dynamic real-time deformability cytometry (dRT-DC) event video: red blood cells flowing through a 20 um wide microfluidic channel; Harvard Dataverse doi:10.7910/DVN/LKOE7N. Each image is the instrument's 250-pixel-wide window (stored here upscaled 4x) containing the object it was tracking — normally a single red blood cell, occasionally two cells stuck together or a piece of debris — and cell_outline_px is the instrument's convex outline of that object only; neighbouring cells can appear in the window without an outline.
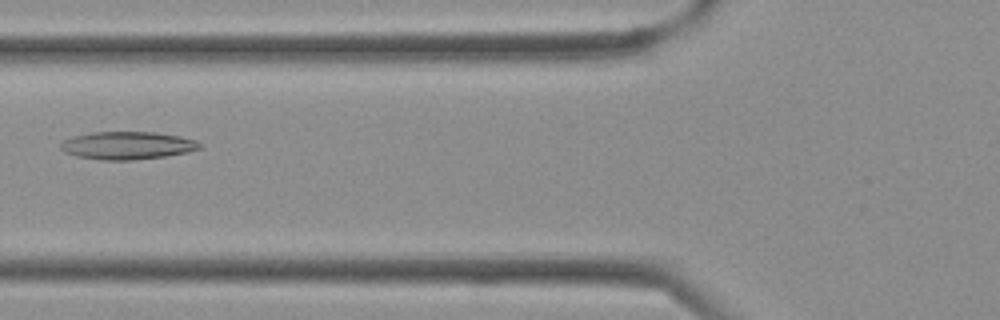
{"species": "Egyptian fruit bat (a non-hibernating species)", "species_latin": "Rousettus aegyptiacus", "temperature_condition": "cold", "stored_images_in_passage": 37, "camera_frame_rate_fps": 3000, "um_per_image_px": 0.085, "frame": {"image": 1, "passage_image": 14, "time_ms": 4.333, "image_size_px": [1000, 320], "cell_outline_px": [[204, 144], [200, 148], [188, 152], [164, 156], [132, 160], [100, 160], [76, 156], [64, 152], [60, 148], [60, 144], [64, 140], [72, 136], [92, 132], [156, 132], [180, 136], [196, 140]], "centroid_in_image_um": [10.83, 12.36], "position_along_channel_um": 115.0, "area_um2": 22.66}}
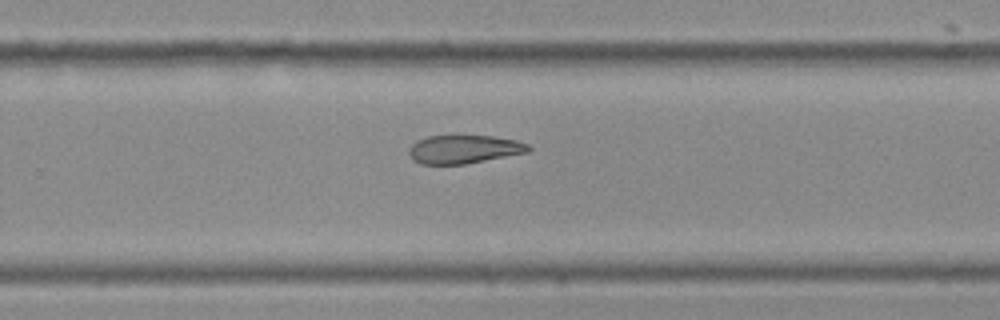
{"frame": {"image": 2, "passage_image": 24, "time_ms": 7.667, "image_size_px": [1000, 320], "cell_outline_px": [[532, 148], [528, 152], [464, 164], [420, 164], [412, 160], [408, 152], [408, 148], [416, 140], [428, 136], [492, 136], [516, 140], [528, 144]], "centroid_in_image_um": [39.4, 12.69], "position_along_channel_um": 290.4, "area_um2": 19.77}}
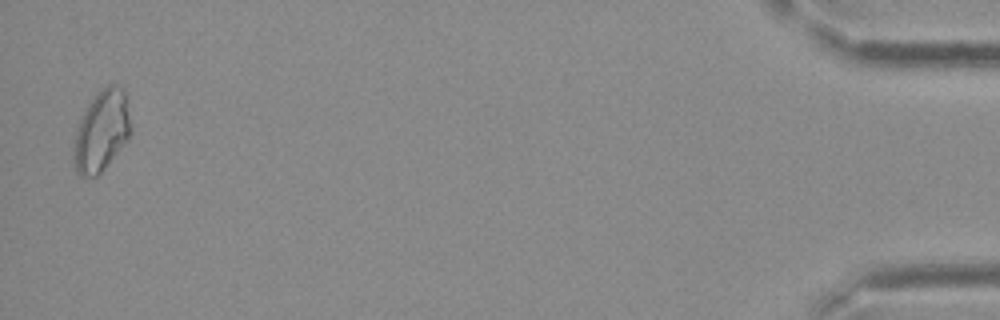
{"frame": {"image": 3, "passage_image": 37, "time_ms": 12.0, "image_size_px": [1000, 320], "cell_outline_px": [[132, 132], [128, 140], [104, 168], [96, 176], [80, 176], [76, 172], [72, 160], [72, 156], [76, 132], [80, 120], [92, 96], [108, 84], [116, 84], [124, 88], [132, 128]], "centroid_in_image_um": [8.64, 11.12], "position_along_channel_um": 426.6, "area_um2": 27.11}}